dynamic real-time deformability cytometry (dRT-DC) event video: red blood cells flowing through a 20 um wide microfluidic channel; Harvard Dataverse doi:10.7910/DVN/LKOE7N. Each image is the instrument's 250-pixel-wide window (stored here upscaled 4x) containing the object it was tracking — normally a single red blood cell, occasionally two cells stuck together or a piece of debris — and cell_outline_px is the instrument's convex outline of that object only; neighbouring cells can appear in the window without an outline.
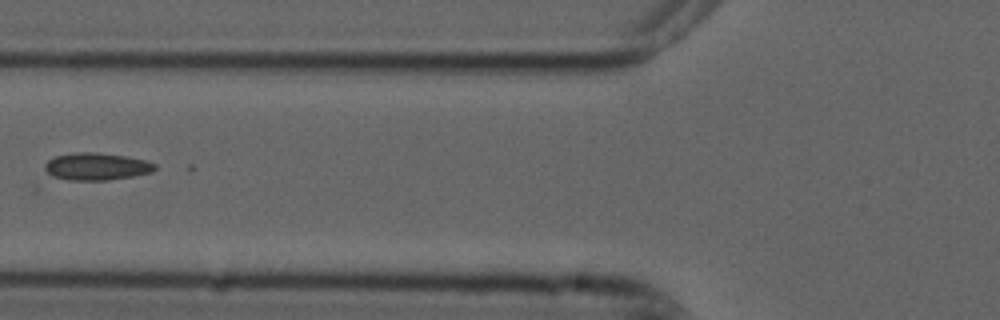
{"species": "common noctule bat (a hibernating species)", "species_latin": "Nyctalus noctula", "temperature_condition": "cold", "stored_images_in_passage": 10, "camera_frame_rate_fps": 3000, "um_per_image_px": 0.085, "animal": {"sex": "male", "forearm_length_mm": 52.5}, "frame": {"image": 1, "passage_image": 7, "time_ms": 2.0, "image_size_px": [1000, 320], "cell_outline_px": [[156, 168], [152, 172], [132, 176], [108, 180], [68, 180], [52, 176], [44, 168], [44, 164], [48, 160], [56, 156], [80, 152], [92, 152], [128, 156], [144, 160], [156, 164]], "centroid_in_image_um": [8.21, 14.15], "position_along_channel_um": 117.6, "area_um2": 17.4}}
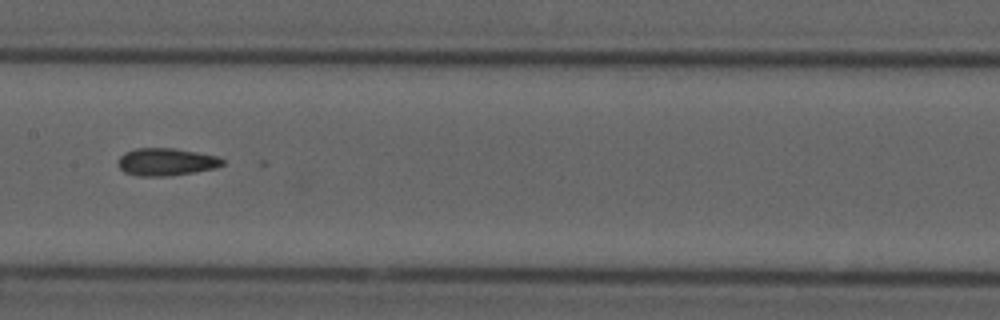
{"frame": {"image": 2, "passage_image": 9, "time_ms": 2.667, "image_size_px": [1000, 320], "cell_outline_px": [[224, 164], [212, 168], [192, 172], [168, 176], [140, 176], [124, 172], [120, 168], [120, 156], [124, 152], [136, 148], [172, 148], [196, 152], [216, 156], [224, 160]], "centroid_in_image_um": [14.1, 13.75], "position_along_channel_um": 193.3, "area_um2": 16.42}}
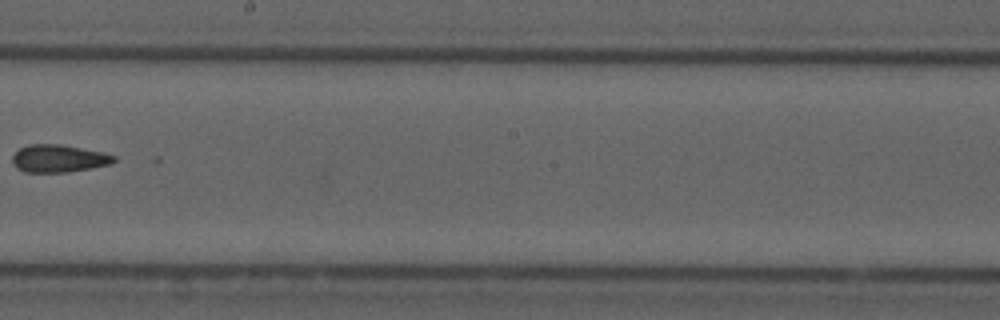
{"frame": {"image": 3, "passage_image": 10, "time_ms": 3.0, "image_size_px": [1000, 320], "cell_outline_px": [[116, 160], [112, 164], [68, 172], [24, 172], [16, 168], [12, 164], [12, 156], [20, 148], [28, 144], [60, 144], [104, 152], [116, 156]], "centroid_in_image_um": [4.99, 13.47], "position_along_channel_um": 243.2, "area_um2": 16.47}}